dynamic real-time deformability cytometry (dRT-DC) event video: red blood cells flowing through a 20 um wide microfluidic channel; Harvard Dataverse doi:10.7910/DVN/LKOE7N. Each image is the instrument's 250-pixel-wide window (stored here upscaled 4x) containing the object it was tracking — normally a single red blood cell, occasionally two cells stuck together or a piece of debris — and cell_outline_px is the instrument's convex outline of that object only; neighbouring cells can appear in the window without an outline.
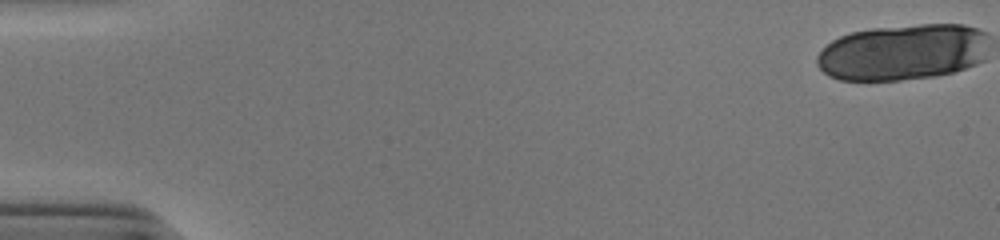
{"species": "human", "species_latin": "Homo sapiens", "temperature_condition": "cold", "stored_images_in_passage": 19, "camera_frame_rate_fps": 3000, "um_per_image_px": 0.085, "donor": {"sex": "male"}, "frame": {"image": 1, "passage_image": 1, "time_ms": 0.0, "image_size_px": [1000, 240], "cell_outline_px": [[968, 28], [964, 64], [960, 68], [948, 72], [888, 80], [848, 80], [836, 76], [828, 72], [820, 64], [820, 56], [836, 40], [844, 36], [856, 32], [940, 24], [952, 24]], "centroid_in_image_um": [76.25, 4.49], "position_along_channel_um": 8.7, "area_um2": 47.57}}
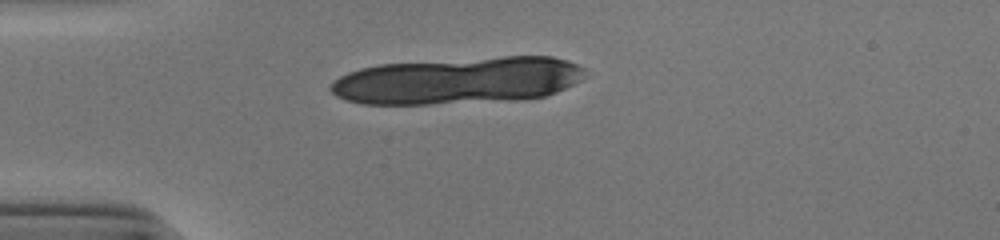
{"frame": {"image": 2, "passage_image": 15, "time_ms": 4.667, "image_size_px": [1000, 240], "cell_outline_px": [[568, 64], [556, 88], [548, 92], [536, 96], [400, 104], [384, 104], [356, 100], [344, 96], [336, 92], [332, 88], [340, 80], [356, 72], [368, 68], [392, 64], [520, 56], [544, 56], [560, 60]], "centroid_in_image_um": [38.59, 6.83], "position_along_channel_um": 46.4, "area_um2": 60.75}}